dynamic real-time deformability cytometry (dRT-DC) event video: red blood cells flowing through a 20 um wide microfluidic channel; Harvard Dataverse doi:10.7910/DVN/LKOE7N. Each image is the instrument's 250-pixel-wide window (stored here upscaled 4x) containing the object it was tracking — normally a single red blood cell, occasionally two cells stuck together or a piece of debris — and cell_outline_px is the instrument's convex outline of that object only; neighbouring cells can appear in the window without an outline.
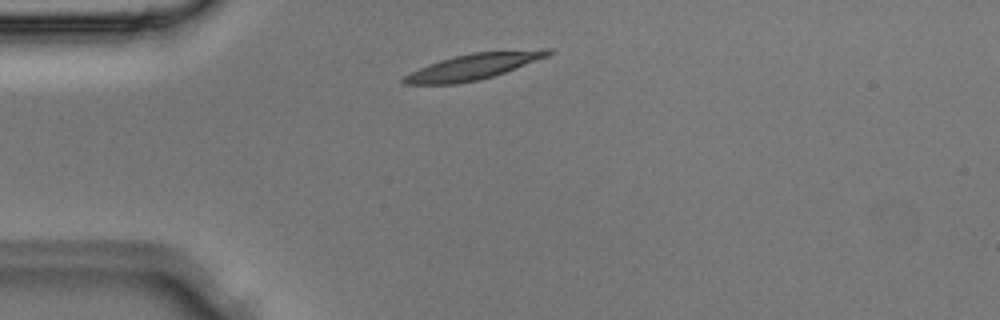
{"species": "Egyptian fruit bat (a non-hibernating species)", "species_latin": "Rousettus aegyptiacus", "temperature_condition": "room temperature", "stored_images_in_passage": 1, "camera_frame_rate_fps": 3000, "um_per_image_px": 0.085, "animal": {"sex": "male"}, "frame": {"image": 1, "passage_image": 1, "time_ms": 0.0, "image_size_px": [1000, 320], "cell_outline_px": [[556, 52], [548, 56], [504, 72], [480, 80], [456, 84], [404, 84], [400, 80], [404, 76], [428, 64], [440, 60], [472, 52], [540, 48], [552, 48]], "centroid_in_image_um": [40.31, 5.63], "position_along_channel_um": 44.7, "area_um2": 21.91}}